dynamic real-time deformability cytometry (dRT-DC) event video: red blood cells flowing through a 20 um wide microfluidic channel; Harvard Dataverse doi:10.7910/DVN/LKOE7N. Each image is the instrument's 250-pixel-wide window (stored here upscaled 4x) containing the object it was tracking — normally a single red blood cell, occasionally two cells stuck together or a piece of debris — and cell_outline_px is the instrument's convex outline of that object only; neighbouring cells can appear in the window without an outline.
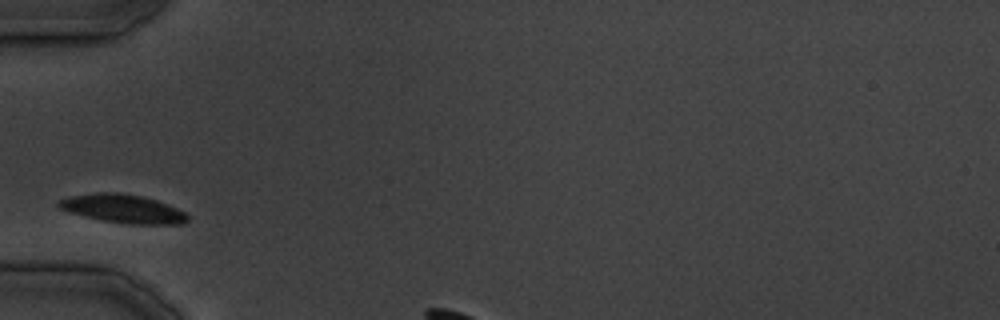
{"species": "common noctule bat (a hibernating species)", "species_latin": "Nyctalus noctula", "temperature_condition": "cold", "stored_images_in_passage": 11, "camera_frame_rate_fps": 3000, "um_per_image_px": 0.085, "animal": {"sex": "male", "body_mass_g": 19.5, "forearm_length_mm": 54.6}, "frame": {"image": 1, "passage_image": 1, "time_ms": 0.0, "image_size_px": [1000, 320], "cell_outline_px": [[188, 220], [184, 224], [132, 224], [104, 220], [84, 216], [68, 212], [60, 208], [56, 204], [56, 200], [72, 196], [96, 192], [116, 192], [140, 196], [156, 200], [168, 204], [184, 212], [188, 216]], "centroid_in_image_um": [10.43, 17.73], "position_along_channel_um": 74.6, "area_um2": 21.27}}